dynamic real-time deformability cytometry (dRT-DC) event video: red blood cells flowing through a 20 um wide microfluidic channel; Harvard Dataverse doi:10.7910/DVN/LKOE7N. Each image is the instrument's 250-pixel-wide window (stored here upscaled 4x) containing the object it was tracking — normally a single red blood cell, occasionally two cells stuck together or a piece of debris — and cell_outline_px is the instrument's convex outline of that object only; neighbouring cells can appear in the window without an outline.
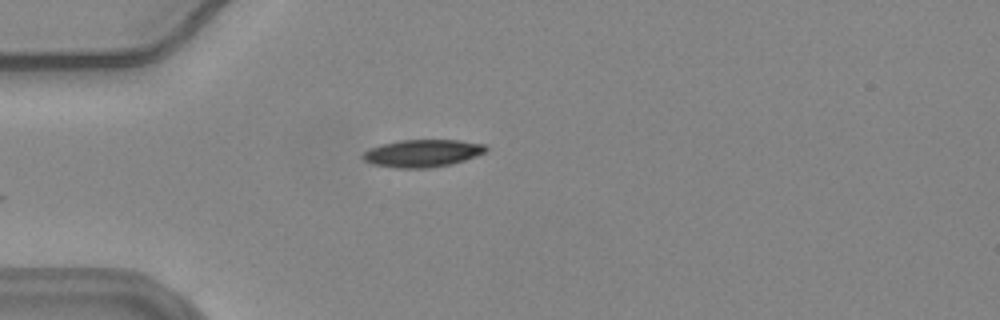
{"species": "common noctule bat (a hibernating species)", "species_latin": "Nyctalus noctula", "temperature_condition": "warm", "stored_images_in_passage": 6, "camera_frame_rate_fps": 3000, "um_per_image_px": 0.085, "animal": {"sex": "female", "body_mass_g": 24.6, "forearm_length_mm": 56.2}, "frame": {"image": 1, "passage_image": 1, "time_ms": 0.0, "image_size_px": [1000, 320], "cell_outline_px": [[488, 148], [484, 152], [476, 156], [452, 164], [432, 168], [396, 168], [372, 164], [364, 160], [360, 156], [364, 152], [372, 148], [384, 144], [400, 140], [460, 140], [484, 144]], "centroid_in_image_um": [35.92, 13.03], "position_along_channel_um": 49.1, "area_um2": 19.65}}
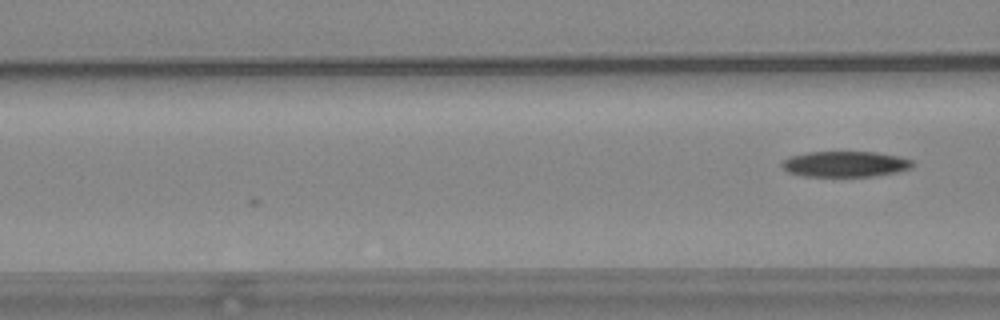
{"frame": {"image": 2, "passage_image": 6, "time_ms": 1.667, "image_size_px": [1000, 320], "cell_outline_px": [[912, 168], [896, 172], [872, 176], [804, 176], [788, 172], [780, 164], [788, 156], [808, 152], [876, 152], [900, 156], [912, 160]], "centroid_in_image_um": [71.83, 13.94], "position_along_channel_um": 94.8, "area_um2": 19.54}}